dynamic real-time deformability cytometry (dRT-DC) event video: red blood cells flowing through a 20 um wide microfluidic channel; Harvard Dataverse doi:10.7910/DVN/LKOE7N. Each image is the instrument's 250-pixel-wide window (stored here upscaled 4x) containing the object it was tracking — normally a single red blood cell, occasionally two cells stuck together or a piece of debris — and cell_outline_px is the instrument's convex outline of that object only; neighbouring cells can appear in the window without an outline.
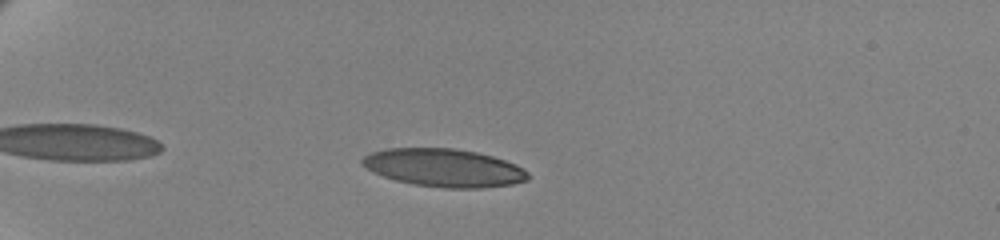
{"species": "human", "species_latin": "Homo sapiens", "temperature_condition": "cold", "stored_images_in_passage": 51, "camera_frame_rate_fps": 3000, "um_per_image_px": 0.085, "donor": {"sex": "female"}, "frame": {"image": 1, "passage_image": 9, "time_ms": 2.667, "image_size_px": [1000, 240], "cell_outline_px": [[528, 180], [512, 184], [480, 188], [444, 188], [416, 184], [396, 180], [372, 172], [360, 164], [360, 160], [364, 156], [372, 152], [384, 148], [452, 148], [476, 152], [492, 156], [516, 164], [524, 168], [528, 172]], "centroid_in_image_um": [37.72, 14.25], "position_along_channel_um": 47.3, "area_um2": 36.7}}
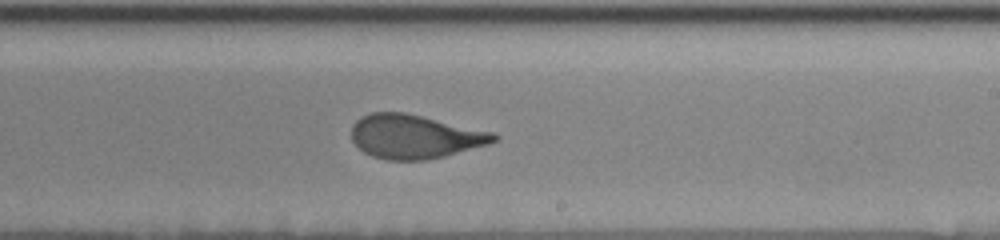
{"frame": {"image": 2, "passage_image": 31, "time_ms": 10.0, "image_size_px": [1000, 240], "cell_outline_px": [[500, 136], [496, 140], [488, 144], [444, 156], [428, 160], [388, 160], [372, 156], [364, 152], [352, 140], [352, 124], [360, 116], [372, 112], [404, 112], [492, 132]], "centroid_in_image_um": [35.22, 11.61], "position_along_channel_um": 253.8, "area_um2": 36.18}}
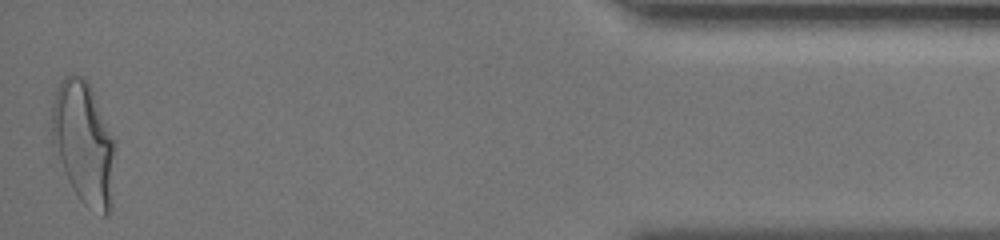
{"frame": {"image": 3, "passage_image": 51, "time_ms": 16.667, "image_size_px": [1000, 240], "cell_outline_px": [[116, 144], [112, 208], [108, 216], [100, 216], [84, 204], [80, 200], [72, 188], [68, 180], [52, 144], [52, 104], [60, 80], [64, 76], [72, 72], [84, 76], [88, 80], [116, 140]], "centroid_in_image_um": [7.16, 12.15], "position_along_channel_um": 428.0, "area_um2": 46.3}, "authors_computed_cell_mechanics": {"area_um2": 37.0498, "velocity_mm_per_s": 3.4624, "shape_relaxation_time_tau1_ms": 5.1411, "shape_relaxation_time_tau2_ms": 0.8795, "deformation_change_tau1": 0.1981, "deformation_change_tau2": 0.075}}